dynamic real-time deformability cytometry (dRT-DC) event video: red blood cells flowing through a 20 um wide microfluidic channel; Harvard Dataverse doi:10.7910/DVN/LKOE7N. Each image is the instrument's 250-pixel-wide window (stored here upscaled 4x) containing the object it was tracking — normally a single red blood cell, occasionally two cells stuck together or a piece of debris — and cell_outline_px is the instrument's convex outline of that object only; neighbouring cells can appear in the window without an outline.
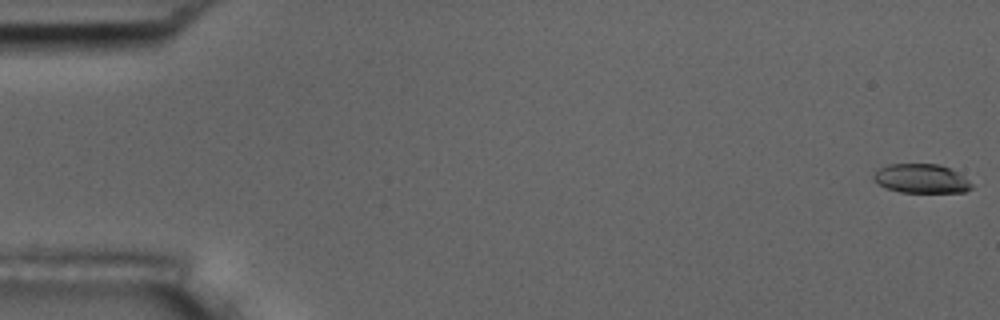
{"species": "common noctule bat (a hibernating species)", "species_latin": "Nyctalus noctula", "temperature_condition": "room temperature", "stored_images_in_passage": 55, "camera_frame_rate_fps": 3000, "um_per_image_px": 0.085, "animal": {"sex": "male", "body_mass_g": 17.5, "forearm_length_mm": 52.3}, "frame": {"image": 1, "passage_image": 1, "time_ms": 0.0, "image_size_px": [1000, 320], "cell_outline_px": [[972, 188], [964, 192], [900, 192], [876, 184], [872, 180], [872, 176], [880, 168], [888, 164], [936, 164], [948, 168], [956, 172], [968, 180], [972, 184]], "centroid_in_image_um": [78.26, 15.19], "position_along_channel_um": 6.7, "area_um2": 16.47}}
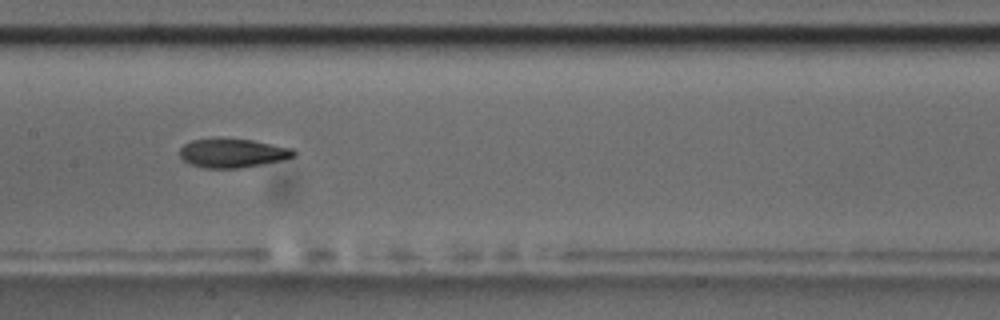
{"frame": {"image": 2, "passage_image": 28, "time_ms": 9.0, "image_size_px": [1000, 320], "cell_outline_px": [[296, 156], [284, 160], [240, 168], [204, 168], [188, 164], [180, 156], [180, 148], [184, 144], [192, 140], [220, 136], [252, 140], [292, 148], [296, 152]], "centroid_in_image_um": [19.75, 12.99], "position_along_channel_um": 187.7, "area_um2": 19.77}}
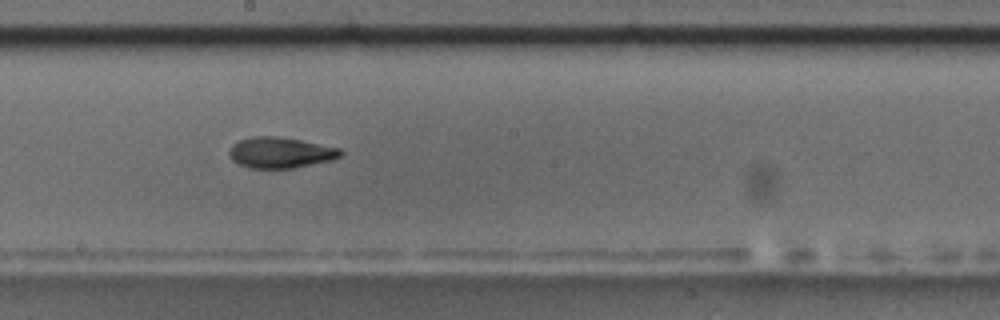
{"frame": {"image": 3, "passage_image": 31, "time_ms": 10.0, "image_size_px": [1000, 320], "cell_outline_px": [[344, 152], [340, 156], [332, 160], [292, 168], [248, 168], [232, 160], [228, 152], [232, 144], [240, 140], [252, 136], [276, 136], [300, 140], [340, 148]], "centroid_in_image_um": [23.82, 12.97], "position_along_channel_um": 224.4, "area_um2": 19.94}, "authors_computed_cell_mechanics": {"area_um2": 19.5942, "velocity_mm_per_s": 3.6937, "shape_relaxation_time_tau1_ms": 5.5764, "shape_relaxation_time_tau2_ms": 3.8773, "deformation_change_tau1": 0.2018, "deformation_change_tau2": 0.1081}}